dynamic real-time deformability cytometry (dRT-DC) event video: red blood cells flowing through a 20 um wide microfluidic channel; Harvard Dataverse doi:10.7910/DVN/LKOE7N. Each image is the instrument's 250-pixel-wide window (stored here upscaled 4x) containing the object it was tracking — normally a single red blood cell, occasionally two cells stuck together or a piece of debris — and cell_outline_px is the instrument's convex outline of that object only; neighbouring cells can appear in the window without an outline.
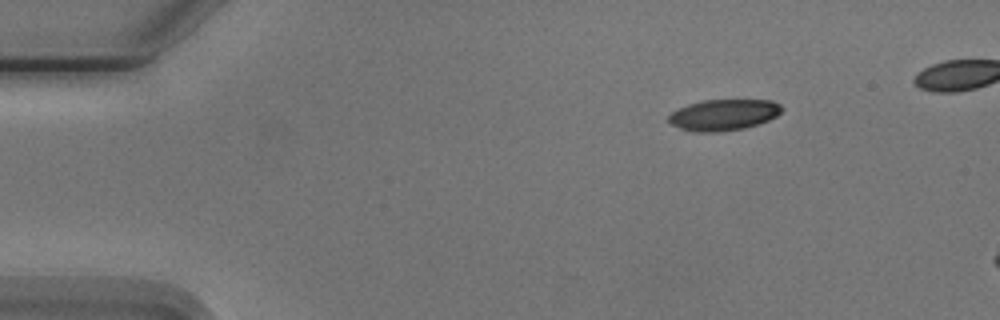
{"species": "Egyptian fruit bat (a non-hibernating species)", "species_latin": "Rousettus aegyptiacus", "temperature_condition": "cold", "stored_images_in_passage": 2, "camera_frame_rate_fps": 3000, "um_per_image_px": 0.085, "animal": {"sex": "male"}, "frame": {"image": 1, "passage_image": 2, "time_ms": 2.0, "image_size_px": [1000, 320], "cell_outline_px": [[784, 108], [776, 116], [768, 120], [744, 128], [716, 132], [696, 132], [680, 128], [672, 124], [668, 120], [668, 116], [672, 112], [688, 104], [704, 100], [772, 100], [780, 104]], "centroid_in_image_um": [61.52, 9.75], "position_along_channel_um": 23.5, "area_um2": 20.35}}